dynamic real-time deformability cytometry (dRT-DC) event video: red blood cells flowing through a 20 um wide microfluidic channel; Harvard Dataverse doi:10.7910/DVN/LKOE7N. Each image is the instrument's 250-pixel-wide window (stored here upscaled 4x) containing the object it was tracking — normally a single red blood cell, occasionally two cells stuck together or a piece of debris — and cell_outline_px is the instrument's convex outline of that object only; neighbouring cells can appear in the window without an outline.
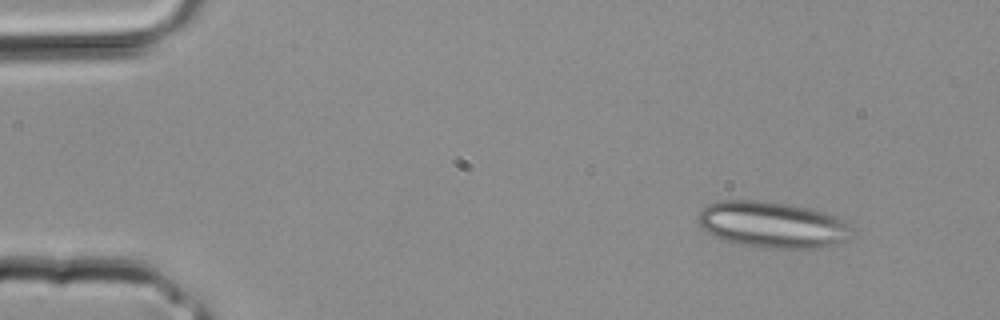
{"species": "common noctule bat (a hibernating species)", "species_latin": "Nyctalus noctula", "temperature_condition": "room temperature", "stored_images_in_passage": 2, "camera_frame_rate_fps": 3000, "um_per_image_px": 0.085, "animal": {"sex": "male", "body_mass_g": 20.4}, "frame": {"image": 1, "passage_image": 1, "time_ms": 0.0, "image_size_px": [1000, 320], "cell_outline_px": [[848, 224], [844, 240], [836, 244], [820, 248], [760, 248], [736, 244], [716, 236], [708, 232], [700, 224], [700, 212], [708, 204], [720, 200], [756, 200], [788, 204], [808, 208], [824, 212], [836, 216], [844, 220]], "centroid_in_image_um": [65.62, 19.1], "position_along_channel_um": 19.4, "area_um2": 40.81}}